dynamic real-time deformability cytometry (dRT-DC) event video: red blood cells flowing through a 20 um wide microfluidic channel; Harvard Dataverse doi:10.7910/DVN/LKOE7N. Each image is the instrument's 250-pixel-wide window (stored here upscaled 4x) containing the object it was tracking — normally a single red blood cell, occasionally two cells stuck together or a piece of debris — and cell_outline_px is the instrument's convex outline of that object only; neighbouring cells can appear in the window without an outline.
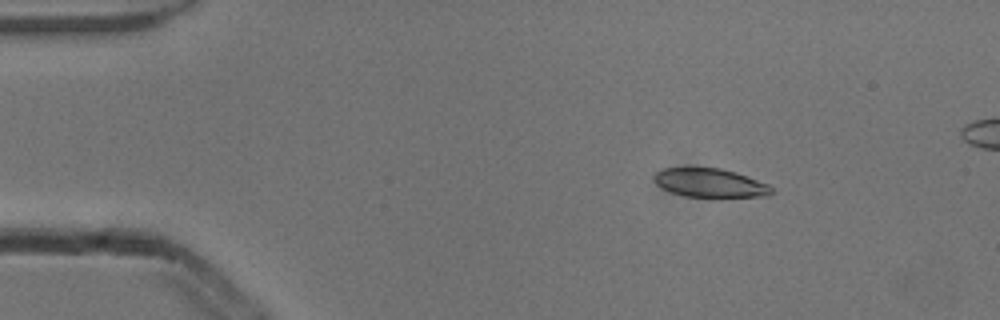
{"species": "common noctule bat (a hibernating species)", "species_latin": "Nyctalus noctula", "temperature_condition": "cold", "stored_images_in_passage": 6, "camera_frame_rate_fps": 3000, "um_per_image_px": 0.085, "animal": {"sex": "male", "body_mass_g": 13.3}, "frame": {"image": 1, "passage_image": 3, "time_ms": 0.667, "image_size_px": [1000, 320], "cell_outline_px": [[772, 192], [768, 196], [684, 196], [672, 192], [656, 184], [652, 176], [656, 172], [664, 168], [720, 168], [736, 172], [768, 184], [772, 188]], "centroid_in_image_um": [60.33, 15.53], "position_along_channel_um": 24.7, "area_um2": 19.31}}